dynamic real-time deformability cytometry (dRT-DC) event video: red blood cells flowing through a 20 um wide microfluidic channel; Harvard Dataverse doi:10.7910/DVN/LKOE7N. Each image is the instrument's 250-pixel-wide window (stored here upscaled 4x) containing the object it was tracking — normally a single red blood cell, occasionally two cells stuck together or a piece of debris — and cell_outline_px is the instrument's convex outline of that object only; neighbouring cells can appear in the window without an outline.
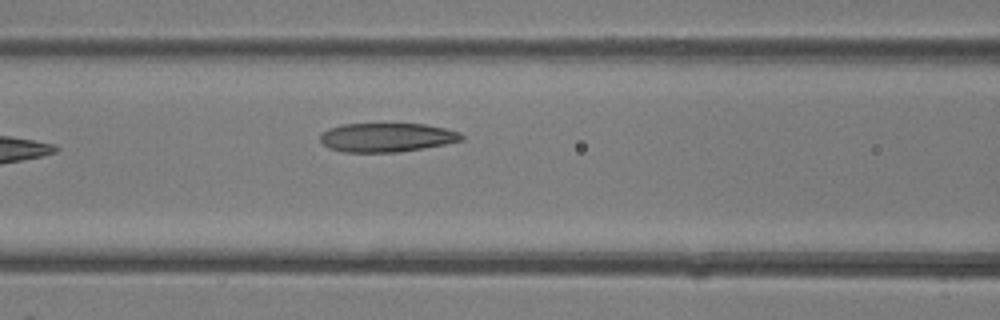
{"species": "common noctule bat (a hibernating species)", "species_latin": "Nyctalus noctula", "temperature_condition": "room temperature", "stored_images_in_passage": 3, "camera_frame_rate_fps": 3000, "um_per_image_px": 0.085, "animal": {"sex": "female"}, "frame": {"image": 1, "passage_image": 3, "time_ms": 0.667, "image_size_px": [1000, 320], "cell_outline_px": [[464, 140], [424, 148], [400, 152], [344, 152], [328, 148], [320, 140], [320, 136], [328, 128], [344, 124], [424, 124], [444, 128], [460, 132], [464, 136]], "centroid_in_image_um": [32.89, 11.68], "position_along_channel_um": 133.7, "area_um2": 23.81}}